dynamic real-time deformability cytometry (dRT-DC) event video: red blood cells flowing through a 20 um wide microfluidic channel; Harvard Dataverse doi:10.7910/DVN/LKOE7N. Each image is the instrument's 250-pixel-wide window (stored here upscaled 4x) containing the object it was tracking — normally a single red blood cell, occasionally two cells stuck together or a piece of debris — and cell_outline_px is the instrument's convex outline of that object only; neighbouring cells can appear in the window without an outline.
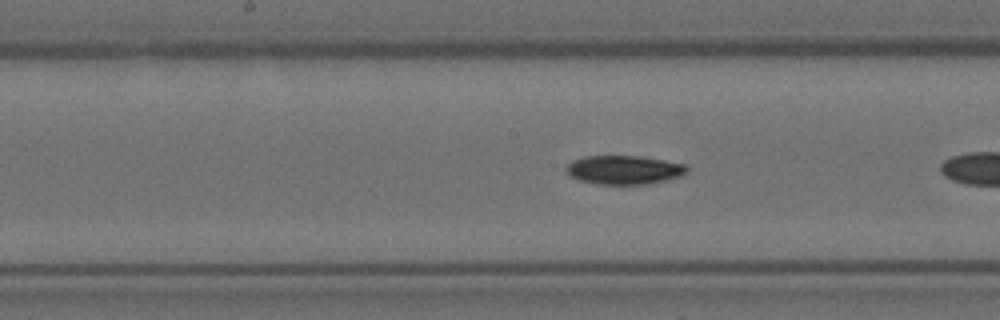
{"species": "Egyptian fruit bat (a non-hibernating species)", "species_latin": "Rousettus aegyptiacus", "temperature_condition": "room temperature", "stored_images_in_passage": 20, "camera_frame_rate_fps": 3000, "um_per_image_px": 0.085, "animal": {"sex": "female"}, "frame": {"image": 1, "passage_image": 12, "time_ms": 3.667, "image_size_px": [1000, 320], "cell_outline_px": [[688, 172], [680, 176], [668, 180], [648, 184], [596, 184], [580, 180], [568, 176], [564, 168], [572, 160], [584, 156], [636, 156], [664, 160], [688, 164]], "centroid_in_image_um": [53.04, 14.44], "position_along_channel_um": 195.2, "area_um2": 20.52}}